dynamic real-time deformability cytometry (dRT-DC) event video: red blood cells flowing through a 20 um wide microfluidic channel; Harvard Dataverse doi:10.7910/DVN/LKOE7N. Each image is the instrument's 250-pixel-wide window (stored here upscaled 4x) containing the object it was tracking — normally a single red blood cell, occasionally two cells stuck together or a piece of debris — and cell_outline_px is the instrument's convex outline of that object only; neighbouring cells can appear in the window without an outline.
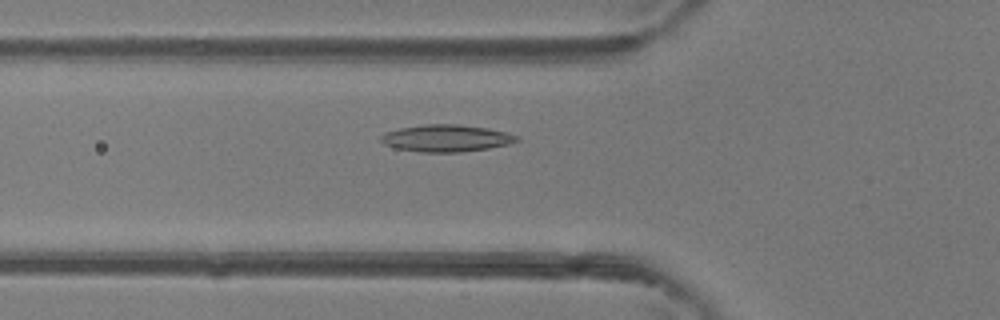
{"species": "common noctule bat (a hibernating species)", "species_latin": "Nyctalus noctula", "temperature_condition": "room temperature", "stored_images_in_passage": 39, "camera_frame_rate_fps": 3000, "um_per_image_px": 0.085, "animal": {"sex": "female"}, "frame": {"image": 1, "passage_image": 8, "time_ms": 2.333, "image_size_px": [1000, 320], "cell_outline_px": [[520, 140], [508, 144], [488, 148], [460, 152], [420, 152], [396, 148], [384, 144], [380, 140], [380, 136], [388, 132], [400, 128], [424, 124], [460, 124], [484, 128], [504, 132], [520, 136]], "centroid_in_image_um": [37.93, 11.75], "position_along_channel_um": 87.9, "area_um2": 21.21}}
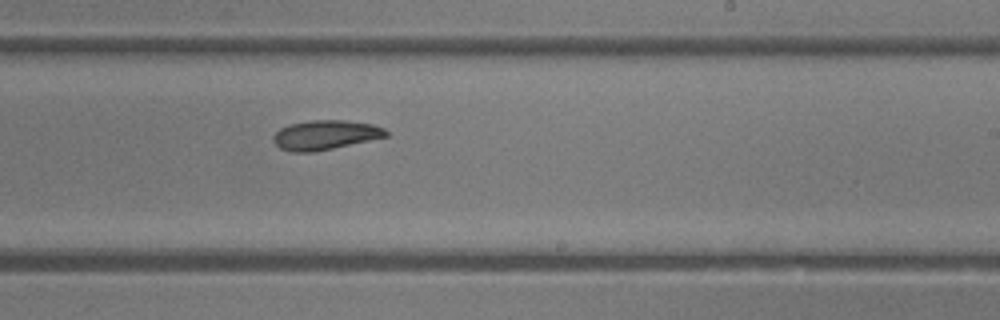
{"frame": {"image": 2, "passage_image": 20, "time_ms": 6.333, "image_size_px": [1000, 320], "cell_outline_px": [[388, 136], [332, 148], [312, 152], [292, 152], [280, 148], [272, 140], [272, 136], [280, 128], [288, 124], [312, 120], [344, 120], [372, 124], [384, 128], [388, 132]], "centroid_in_image_um": [27.61, 11.46], "position_along_channel_um": 261.4, "area_um2": 19.25}}
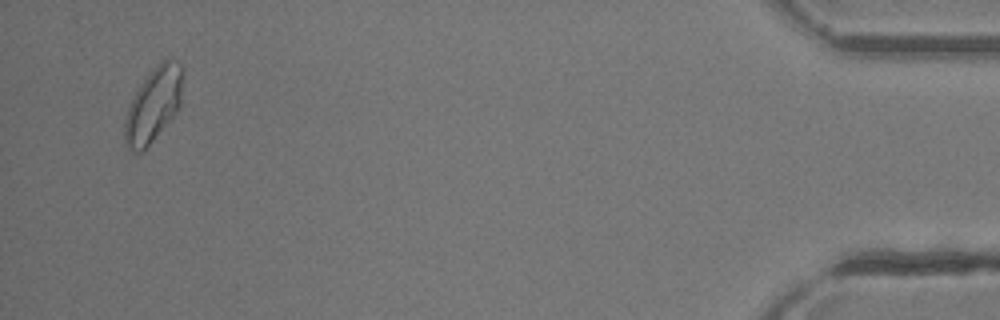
{"frame": {"image": 3, "passage_image": 37, "time_ms": 12.0, "image_size_px": [1000, 320], "cell_outline_px": [[184, 68], [180, 104], [176, 112], [152, 140], [140, 152], [132, 152], [128, 148], [124, 140], [124, 120], [128, 108], [140, 84], [152, 68], [160, 60], [168, 56], [176, 60]], "centroid_in_image_um": [13.05, 8.82], "position_along_channel_um": 422.1, "area_um2": 25.09}}